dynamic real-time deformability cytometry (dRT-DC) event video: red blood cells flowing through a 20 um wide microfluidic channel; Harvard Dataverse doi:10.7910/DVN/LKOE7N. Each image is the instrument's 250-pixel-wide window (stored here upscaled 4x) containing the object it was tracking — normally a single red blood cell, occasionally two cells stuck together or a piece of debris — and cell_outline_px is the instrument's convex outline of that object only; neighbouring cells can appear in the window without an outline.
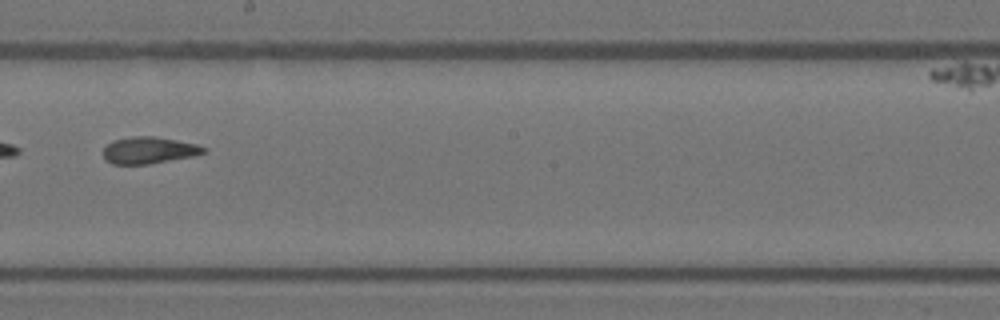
{"species": "Egyptian fruit bat (a non-hibernating species)", "species_latin": "Rousettus aegyptiacus", "temperature_condition": "warm", "stored_images_in_passage": 30, "camera_frame_rate_fps": 3000, "um_per_image_px": 0.085, "animal": {"sex": "female"}, "frame": {"image": 1, "passage_image": 13, "time_ms": 4.0, "image_size_px": [1000, 320], "cell_outline_px": [[208, 148], [204, 152], [192, 156], [148, 164], [112, 164], [104, 160], [104, 148], [112, 140], [132, 136], [152, 136], [176, 140], [196, 144]], "centroid_in_image_um": [12.62, 12.77], "position_along_channel_um": 235.6, "area_um2": 15.55}}
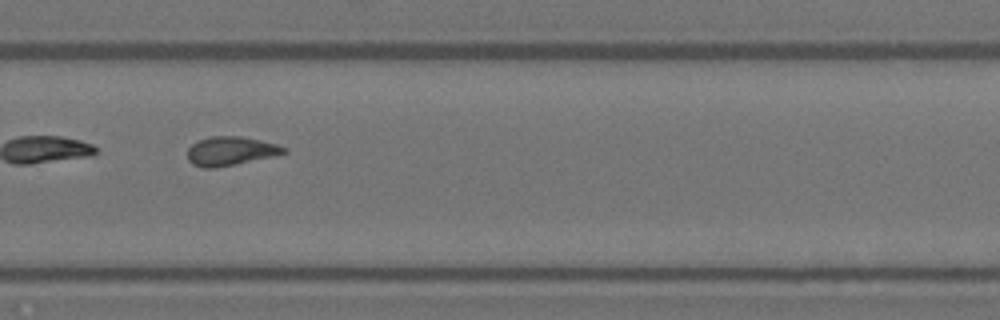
{"frame": {"image": 2, "passage_image": 18, "time_ms": 5.667, "image_size_px": [1000, 320], "cell_outline_px": [[288, 152], [276, 156], [236, 164], [212, 168], [204, 168], [192, 164], [188, 160], [188, 148], [192, 144], [208, 136], [240, 136], [260, 140], [276, 144], [288, 148]], "centroid_in_image_um": [19.63, 12.84], "position_along_channel_um": 310.2, "area_um2": 16.3}}